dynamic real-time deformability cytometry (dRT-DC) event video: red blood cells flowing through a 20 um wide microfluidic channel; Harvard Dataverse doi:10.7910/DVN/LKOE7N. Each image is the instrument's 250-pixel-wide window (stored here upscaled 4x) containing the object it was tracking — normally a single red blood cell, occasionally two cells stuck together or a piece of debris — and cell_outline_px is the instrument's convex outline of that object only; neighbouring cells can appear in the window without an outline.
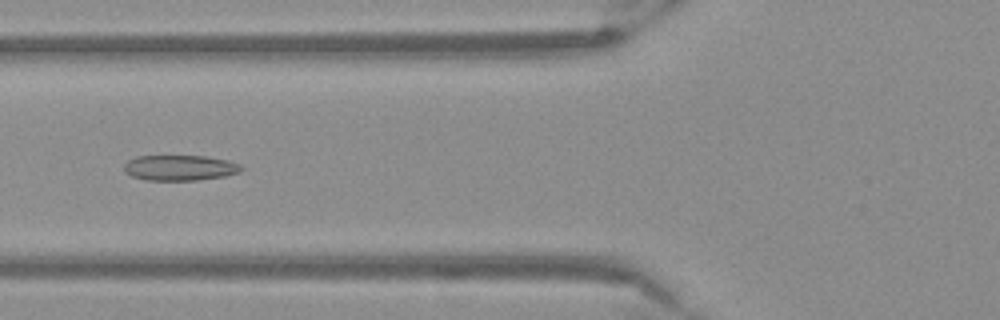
{"species": "Egyptian fruit bat (a non-hibernating species)", "species_latin": "Rousettus aegyptiacus", "temperature_condition": "warm", "stored_images_in_passage": 48, "camera_frame_rate_fps": 3000, "um_per_image_px": 0.085, "frame": {"image": 1, "passage_image": 15, "time_ms": 4.667, "image_size_px": [1000, 320], "cell_outline_px": [[244, 168], [240, 172], [224, 176], [196, 180], [144, 180], [132, 176], [124, 172], [124, 164], [128, 160], [136, 156], [204, 156], [228, 160], [240, 164]], "centroid_in_image_um": [15.28, 14.26], "position_along_channel_um": 110.5, "area_um2": 17.46}}
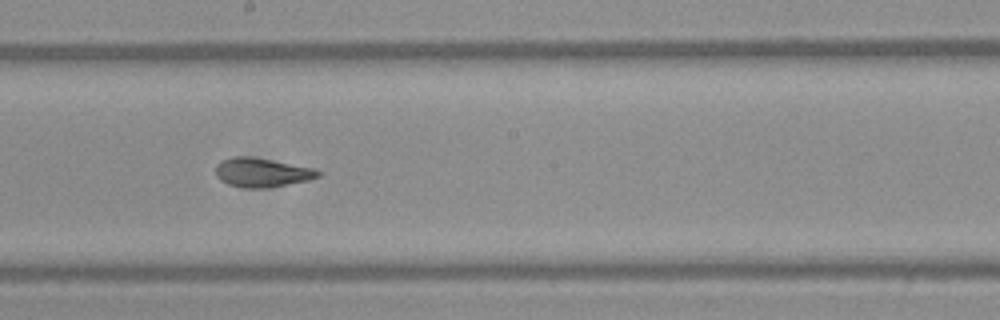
{"frame": {"image": 2, "passage_image": 24, "time_ms": 7.667, "image_size_px": [1000, 320], "cell_outline_px": [[320, 176], [308, 180], [268, 188], [244, 188], [228, 184], [220, 180], [216, 176], [216, 164], [220, 160], [236, 156], [248, 156], [272, 160], [312, 168], [320, 172]], "centroid_in_image_um": [22.21, 14.66], "position_along_channel_um": 226.0, "area_um2": 17.28}}
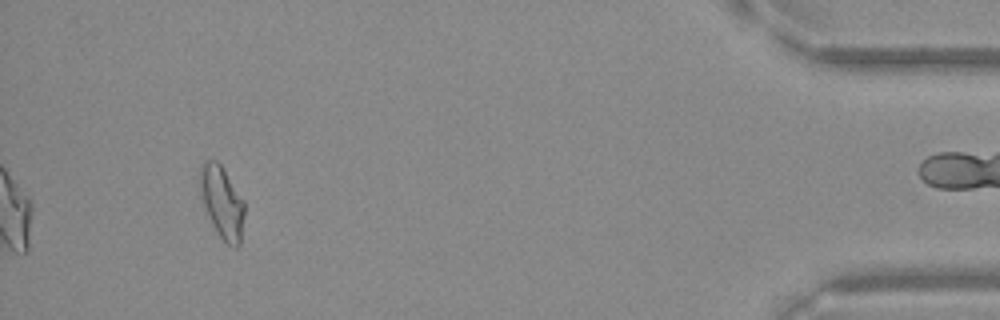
{"frame": {"image": 3, "passage_image": 44, "time_ms": 14.333, "image_size_px": [1000, 320], "cell_outline_px": [[244, 216], [240, 244], [236, 248], [228, 244], [216, 232], [200, 200], [200, 164], [204, 160], [216, 160], [220, 164], [244, 200]], "centroid_in_image_um": [18.85, 17.18], "position_along_channel_um": 416.3, "area_um2": 18.79}}